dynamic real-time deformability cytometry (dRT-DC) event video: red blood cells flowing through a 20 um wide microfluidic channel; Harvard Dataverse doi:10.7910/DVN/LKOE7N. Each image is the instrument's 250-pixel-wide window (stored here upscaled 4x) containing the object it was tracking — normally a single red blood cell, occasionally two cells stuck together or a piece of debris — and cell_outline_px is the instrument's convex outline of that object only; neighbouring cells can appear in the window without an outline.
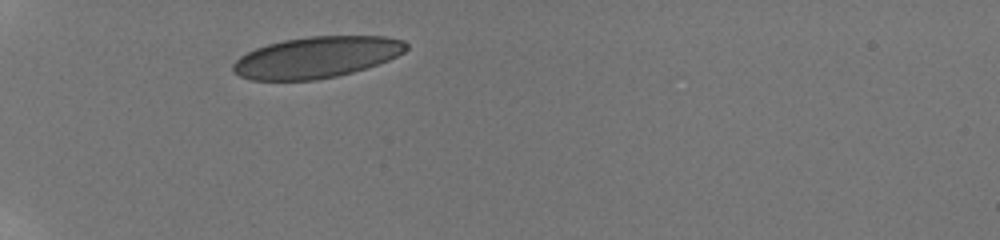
{"species": "human", "species_latin": "Homo sapiens", "temperature_condition": "room temperature", "stored_images_in_passage": 23, "camera_frame_rate_fps": 3000, "um_per_image_px": 0.085, "donor": {"sex": "male"}, "frame": {"image": 1, "passage_image": 1, "time_ms": 0.0, "image_size_px": [1000, 240], "cell_outline_px": [[408, 48], [404, 52], [388, 60], [352, 72], [336, 76], [316, 80], [252, 80], [240, 76], [232, 72], [232, 64], [240, 56], [256, 48], [268, 44], [284, 40], [308, 36], [384, 36], [404, 40], [408, 44]], "centroid_in_image_um": [26.89, 4.86], "position_along_channel_um": 58.1, "area_um2": 41.56}}
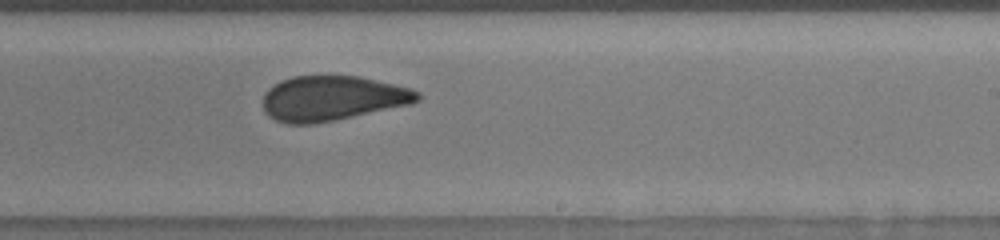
{"frame": {"image": 2, "passage_image": 13, "time_ms": 6.0, "image_size_px": [1000, 240], "cell_outline_px": [[420, 100], [412, 104], [312, 124], [288, 124], [276, 120], [268, 116], [264, 112], [264, 92], [268, 88], [280, 80], [292, 76], [360, 76], [408, 88], [420, 92]], "centroid_in_image_um": [28.21, 8.35], "position_along_channel_um": 260.8, "area_um2": 40.23}}
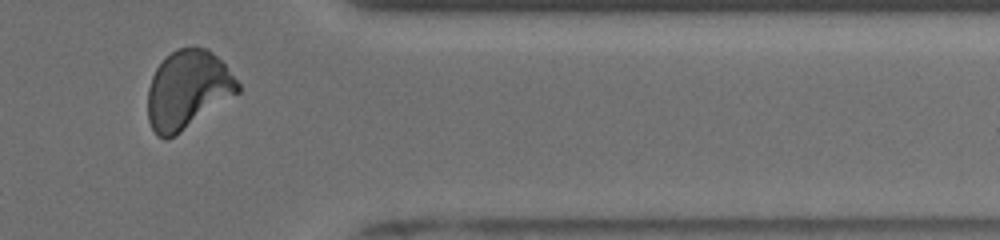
{"frame": {"image": 3, "passage_image": 21, "time_ms": 9.667, "image_size_px": [1000, 240], "cell_outline_px": [[240, 92], [180, 132], [164, 140], [156, 136], [148, 120], [148, 88], [152, 76], [156, 68], [172, 52], [180, 48], [196, 44], [208, 48], [224, 64], [240, 84]], "centroid_in_image_um": [15.95, 7.61], "position_along_channel_um": 395.4, "area_um2": 41.04}, "authors_computed_cell_mechanics": {"area_um2": 41.0958, "velocity_mm_per_s": 3.849, "shape_relaxation_time_tau1_ms": 8.6495, "shape_relaxation_time_tau2_ms": 0.9842, "deformation_change_tau1": 0.1672, "deformation_change_tau2": 0.0575}}